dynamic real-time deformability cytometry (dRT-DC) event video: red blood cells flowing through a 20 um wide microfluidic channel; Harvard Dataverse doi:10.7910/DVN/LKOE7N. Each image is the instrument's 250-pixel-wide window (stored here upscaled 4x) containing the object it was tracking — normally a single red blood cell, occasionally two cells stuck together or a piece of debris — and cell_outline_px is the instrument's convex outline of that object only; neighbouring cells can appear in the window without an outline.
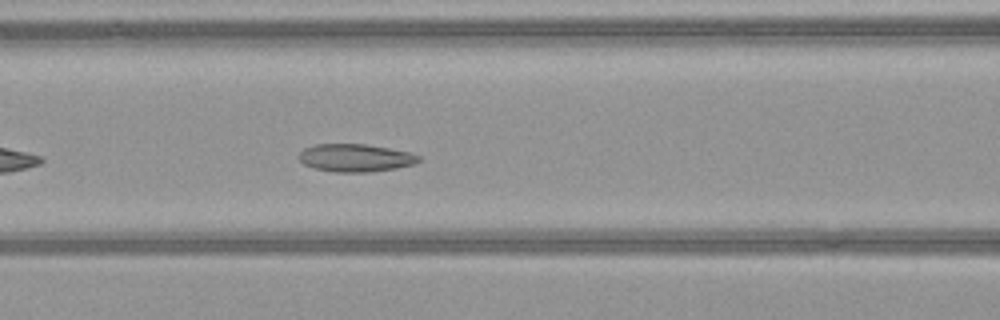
{"species": "common noctule bat (a hibernating species)", "species_latin": "Nyctalus noctula", "temperature_condition": "warm", "stored_images_in_passage": 27, "camera_frame_rate_fps": 3000, "um_per_image_px": 0.085, "animal": {"sex": "female", "body_mass_g": 21.9}, "frame": {"image": 1, "passage_image": 8, "time_ms": 2.333, "image_size_px": [1000, 320], "cell_outline_px": [[420, 160], [416, 164], [396, 168], [372, 172], [336, 172], [312, 168], [304, 164], [296, 156], [304, 148], [316, 144], [364, 144], [412, 152], [420, 156]], "centroid_in_image_um": [30.21, 13.42], "position_along_channel_um": 136.4, "area_um2": 19.59}}
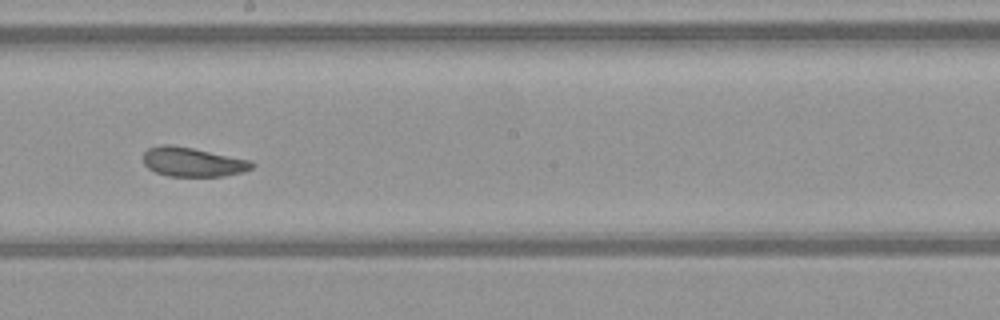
{"frame": {"image": 2, "passage_image": 15, "time_ms": 4.667, "image_size_px": [1000, 320], "cell_outline_px": [[256, 164], [252, 168], [244, 172], [224, 176], [168, 176], [156, 172], [148, 168], [144, 164], [144, 152], [148, 148], [160, 144], [172, 144], [192, 148], [248, 160]], "centroid_in_image_um": [16.36, 13.77], "position_along_channel_um": 231.8, "area_um2": 18.44}}
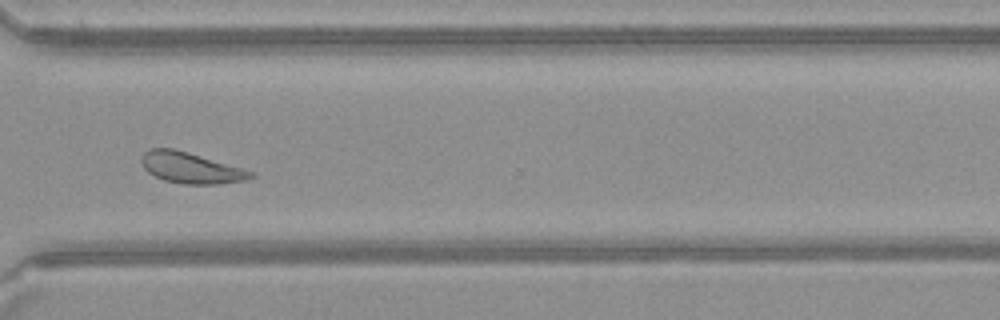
{"frame": {"image": 3, "passage_image": 24, "time_ms": 7.667, "image_size_px": [1000, 320], "cell_outline_px": [[256, 176], [248, 180], [220, 184], [184, 184], [164, 180], [148, 172], [144, 168], [140, 160], [144, 152], [152, 148], [172, 148], [188, 152], [240, 168], [252, 172]], "centroid_in_image_um": [16.2, 14.27], "position_along_channel_um": 354.4, "area_um2": 19.48}, "authors_computed_cell_mechanics": {"area_um2": 19.363, "velocity_mm_per_s": 4.0901, "shape_relaxation_time_tau1_ms": 2.1778, "shape_relaxation_time_tau2_ms": 1.3972, "deformation_change_tau1": 0.0922, "deformation_change_tau2": 0.0783}}